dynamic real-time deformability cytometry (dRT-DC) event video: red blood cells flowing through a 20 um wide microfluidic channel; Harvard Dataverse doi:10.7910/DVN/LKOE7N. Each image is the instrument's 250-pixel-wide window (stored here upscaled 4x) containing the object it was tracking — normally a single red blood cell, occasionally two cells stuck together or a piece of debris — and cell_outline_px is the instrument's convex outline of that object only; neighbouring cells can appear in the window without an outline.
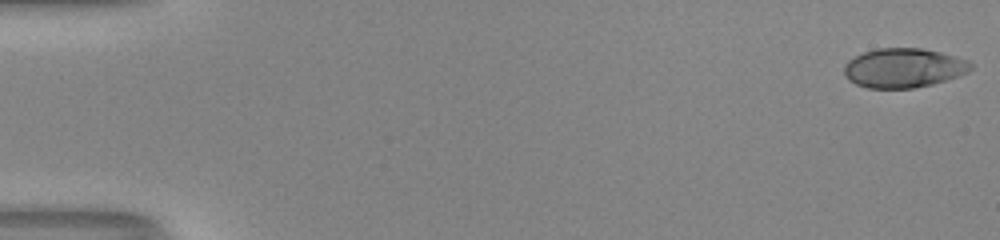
{"species": "human", "species_latin": "Homo sapiens", "temperature_condition": "room temperature", "stored_images_in_passage": 51, "camera_frame_rate_fps": 3000, "um_per_image_px": 0.085, "donor": {"sex": "male"}, "frame": {"image": 1, "passage_image": 1, "time_ms": 0.0, "image_size_px": [1000, 240], "cell_outline_px": [[972, 68], [968, 72], [932, 84], [912, 88], [868, 88], [856, 84], [848, 80], [844, 72], [844, 64], [848, 60], [864, 52], [876, 48], [920, 48], [940, 52], [968, 60], [972, 64]], "centroid_in_image_um": [76.78, 5.77], "position_along_channel_um": 8.2, "area_um2": 28.9}}
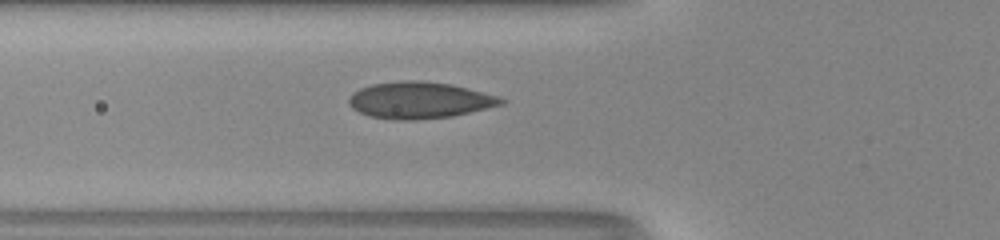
{"frame": {"image": 2, "passage_image": 20, "time_ms": 6.333, "image_size_px": [1000, 240], "cell_outline_px": [[508, 100], [504, 104], [452, 116], [416, 120], [392, 120], [368, 116], [352, 108], [348, 104], [348, 96], [352, 92], [360, 88], [372, 84], [404, 80], [420, 80], [452, 84], [500, 96]], "centroid_in_image_um": [35.65, 8.51], "position_along_channel_um": 90.2, "area_um2": 32.83}}
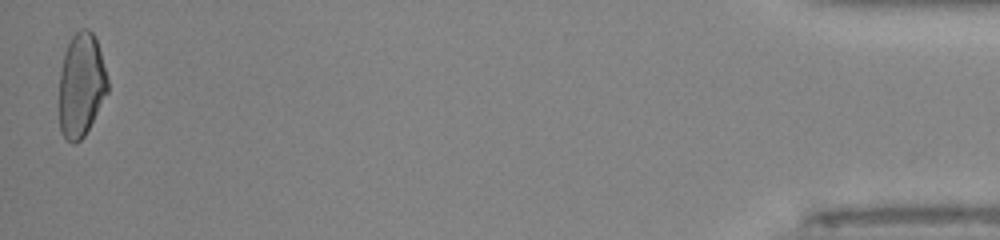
{"frame": {"image": 3, "passage_image": 51, "time_ms": 16.667, "image_size_px": [1000, 240], "cell_outline_px": [[108, 92], [84, 136], [80, 140], [72, 144], [60, 132], [60, 72], [64, 52], [72, 36], [80, 28], [88, 28], [92, 32], [96, 40], [100, 52], [108, 80]], "centroid_in_image_um": [6.9, 7.22], "position_along_channel_um": 428.3, "area_um2": 29.07}, "authors_computed_cell_mechanics": {"area_um2": 29.8248, "velocity_mm_per_s": 4.1674, "shape_relaxation_time_tau1_ms": 6.3221, "shape_relaxation_time_tau2_ms": null, "deformation_change_tau1": 0.2147, "deformation_change_tau2": null}}